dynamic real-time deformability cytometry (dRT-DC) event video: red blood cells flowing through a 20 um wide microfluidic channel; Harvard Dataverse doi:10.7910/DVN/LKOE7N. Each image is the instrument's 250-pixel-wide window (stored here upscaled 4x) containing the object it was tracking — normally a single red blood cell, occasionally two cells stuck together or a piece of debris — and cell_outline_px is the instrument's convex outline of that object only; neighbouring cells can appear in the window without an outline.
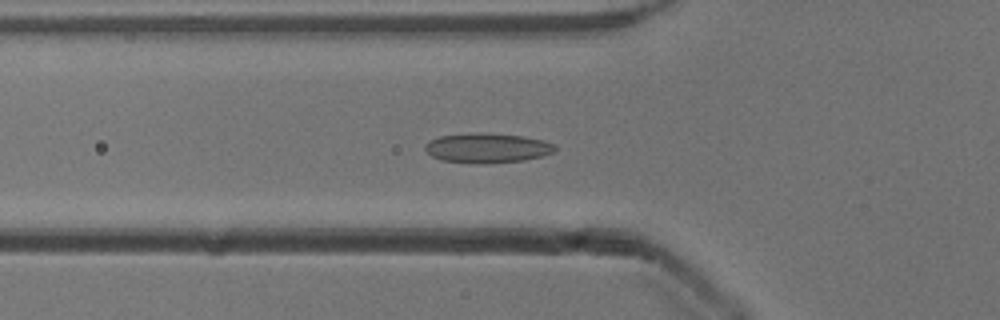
{"species": "common noctule bat (a hibernating species)", "species_latin": "Nyctalus noctula", "temperature_condition": "cold", "stored_images_in_passage": 52, "camera_frame_rate_fps": 3000, "um_per_image_px": 0.085, "animal": {"sex": "male", "body_mass_g": 13.3}, "frame": {"image": 1, "passage_image": 18, "time_ms": 5.667, "image_size_px": [1000, 320], "cell_outline_px": [[556, 148], [552, 152], [540, 156], [524, 160], [484, 164], [480, 164], [440, 160], [432, 156], [424, 148], [424, 144], [428, 140], [440, 136], [480, 132], [524, 136], [544, 140], [556, 144]], "centroid_in_image_um": [41.4, 12.57], "position_along_channel_um": 84.4, "area_um2": 22.6}}
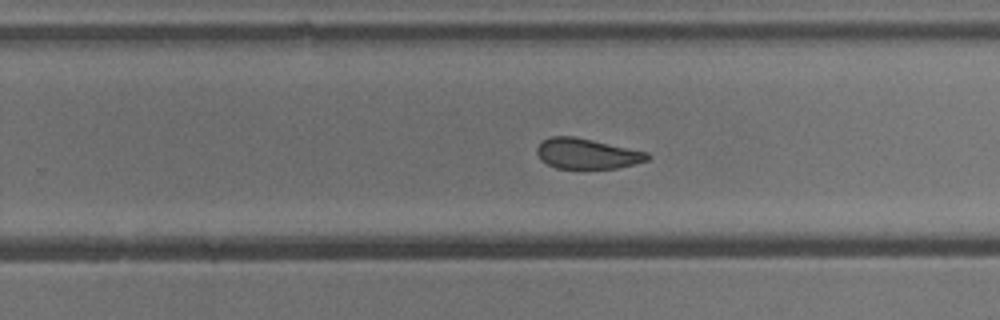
{"frame": {"image": 2, "passage_image": 33, "time_ms": 10.667, "image_size_px": [1000, 320], "cell_outline_px": [[652, 156], [648, 160], [616, 168], [556, 168], [540, 160], [536, 152], [536, 148], [540, 140], [552, 136], [576, 136], [648, 152]], "centroid_in_image_um": [49.86, 13.04], "position_along_channel_um": 279.9, "area_um2": 19.71}}
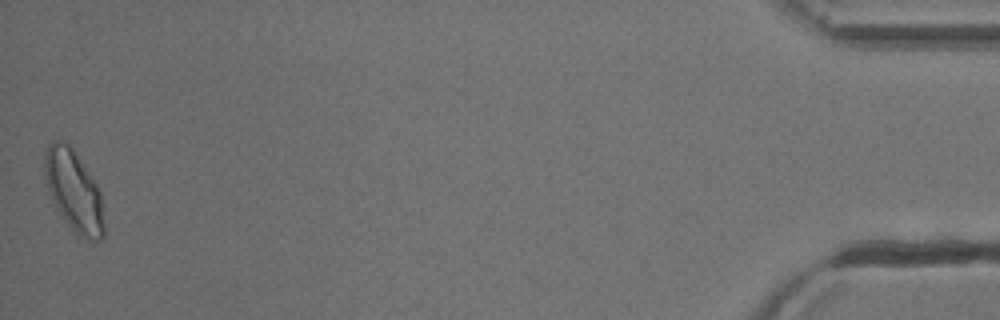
{"frame": {"image": 3, "passage_image": 52, "time_ms": 17.0, "image_size_px": [1000, 320], "cell_outline_px": [[104, 236], [100, 240], [92, 244], [80, 236], [68, 224], [56, 208], [48, 192], [44, 176], [44, 152], [48, 144], [52, 140], [60, 140], [68, 144], [72, 148], [96, 184], [100, 192], [104, 224]], "centroid_in_image_um": [6.26, 16.25], "position_along_channel_um": 428.9, "area_um2": 28.09}, "authors_computed_cell_mechanics": {"area_um2": 21.7617, "velocity_mm_per_s": 3.8999, "shape_relaxation_time_tau1_ms": null, "shape_relaxation_time_tau2_ms": 2.2258, "deformation_change_tau1": null, "deformation_change_tau2": 0.0773}}